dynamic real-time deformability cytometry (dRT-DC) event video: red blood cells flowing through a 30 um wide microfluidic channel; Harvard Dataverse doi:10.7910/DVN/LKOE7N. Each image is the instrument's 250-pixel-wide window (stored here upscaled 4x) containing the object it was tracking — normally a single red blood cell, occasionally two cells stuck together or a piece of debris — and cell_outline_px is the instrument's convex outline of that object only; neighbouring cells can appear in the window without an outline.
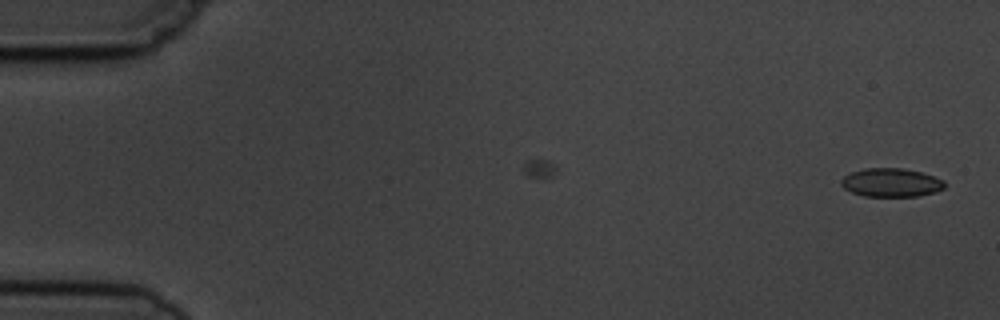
{"species": "common noctule bat (a hibernating species)", "species_latin": "Nyctalus noctula", "temperature_condition": "cold", "stored_images_in_passage": 3, "camera_frame_rate_fps": 3000, "um_per_image_px": 0.085, "animal": {"sex": "male", "body_mass_g": 19.5, "forearm_length_mm": 54.6}, "frame": {"image": 1, "passage_image": 3, "time_ms": 2.333, "image_size_px": [1000, 320], "cell_outline_px": [[944, 188], [936, 192], [916, 196], [864, 196], [852, 192], [844, 188], [840, 184], [840, 180], [844, 176], [852, 172], [864, 168], [900, 168], [920, 172], [944, 180]], "centroid_in_image_um": [75.72, 15.52], "position_along_channel_um": 9.3, "area_um2": 17.11}}